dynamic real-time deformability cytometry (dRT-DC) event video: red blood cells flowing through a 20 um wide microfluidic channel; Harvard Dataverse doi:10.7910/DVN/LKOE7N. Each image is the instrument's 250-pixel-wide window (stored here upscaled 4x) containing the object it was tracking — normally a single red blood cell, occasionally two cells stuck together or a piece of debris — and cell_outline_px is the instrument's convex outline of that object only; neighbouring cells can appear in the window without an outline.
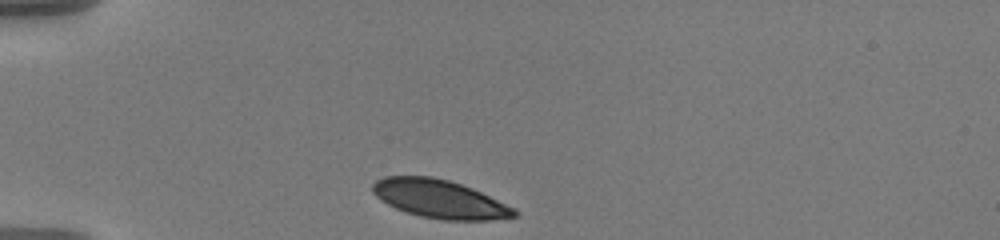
{"species": "human", "species_latin": "Homo sapiens", "temperature_condition": "warm", "stored_images_in_passage": 38, "camera_frame_rate_fps": 3000, "um_per_image_px": 0.085, "donor": {"sex": "male"}, "frame": {"image": 1, "passage_image": 1, "time_ms": 0.0, "image_size_px": [1000, 240], "cell_outline_px": [[520, 212], [516, 216], [488, 220], [444, 220], [420, 216], [396, 208], [380, 200], [372, 192], [372, 184], [376, 180], [384, 176], [432, 176], [448, 180], [472, 188], [516, 208]], "centroid_in_image_um": [37.37, 16.91], "position_along_channel_um": 47.6, "area_um2": 31.62}}
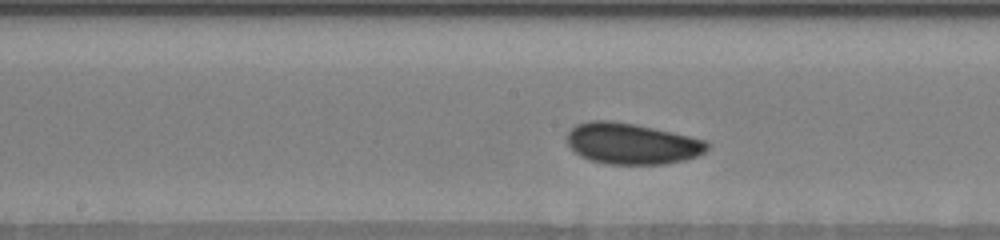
{"frame": {"image": 2, "passage_image": 16, "time_ms": 5.0, "image_size_px": [1000, 240], "cell_outline_px": [[712, 144], [704, 152], [696, 156], [684, 160], [664, 164], [608, 164], [592, 160], [580, 156], [568, 144], [568, 132], [576, 124], [592, 120], [612, 120], [636, 124], [708, 140]], "centroid_in_image_um": [53.74, 12.2], "position_along_channel_um": 194.5, "area_um2": 33.58}}
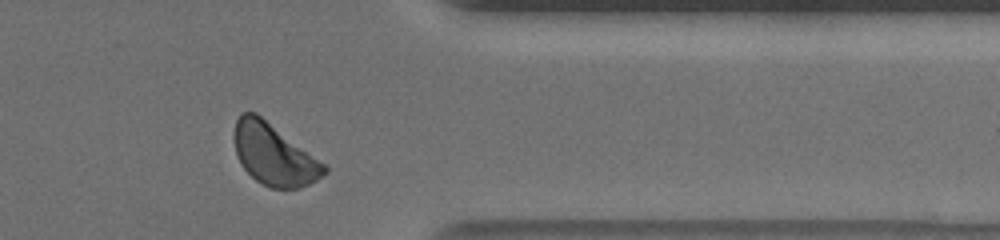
{"frame": {"image": 3, "passage_image": 33, "time_ms": 10.667, "image_size_px": [1000, 240], "cell_outline_px": [[328, 172], [316, 180], [300, 188], [272, 188], [256, 180], [244, 168], [236, 152], [236, 120], [244, 112], [256, 112], [324, 164], [328, 168]], "centroid_in_image_um": [23.31, 13.15], "position_along_channel_um": 388.1, "area_um2": 31.15}, "authors_computed_cell_mechanics": {"area_um2": 32.3969, "velocity_mm_per_s": 3.5343, "shape_relaxation_time_tau1_ms": 2.7224, "shape_relaxation_time_tau2_ms": null, "deformation_change_tau1": 0.0809, "deformation_change_tau2": null}}